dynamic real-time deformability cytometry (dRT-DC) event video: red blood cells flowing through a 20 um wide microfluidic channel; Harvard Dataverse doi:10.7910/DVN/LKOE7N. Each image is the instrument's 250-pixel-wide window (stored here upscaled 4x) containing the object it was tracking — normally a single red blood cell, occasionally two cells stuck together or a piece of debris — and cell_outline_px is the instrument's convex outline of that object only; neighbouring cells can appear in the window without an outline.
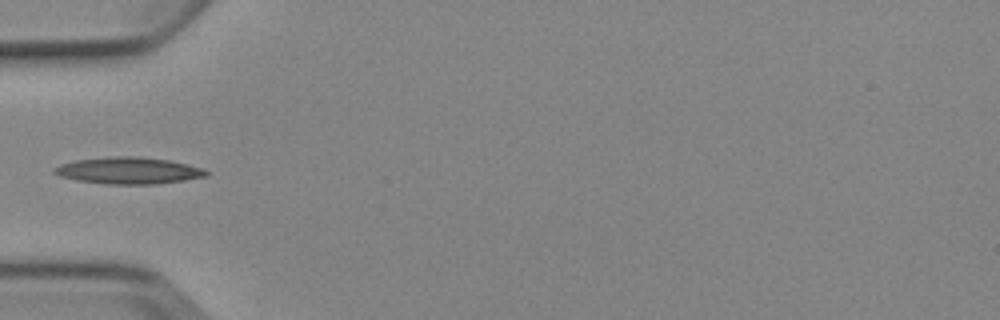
{"species": "Egyptian fruit bat (a non-hibernating species)", "species_latin": "Rousettus aegyptiacus", "temperature_condition": "cold", "stored_images_in_passage": 5, "camera_frame_rate_fps": 3000, "um_per_image_px": 0.085, "animal": {"sex": "female"}, "frame": {"image": 1, "passage_image": 5, "time_ms": 4.667, "image_size_px": [1000, 320], "cell_outline_px": [[208, 176], [184, 180], [156, 184], [108, 184], [76, 180], [60, 176], [52, 172], [52, 168], [60, 164], [76, 160], [108, 156], [136, 156], [168, 160], [188, 164], [204, 168], [208, 172]], "centroid_in_image_um": [10.91, 14.49], "position_along_channel_um": 74.1, "area_um2": 23.76}}